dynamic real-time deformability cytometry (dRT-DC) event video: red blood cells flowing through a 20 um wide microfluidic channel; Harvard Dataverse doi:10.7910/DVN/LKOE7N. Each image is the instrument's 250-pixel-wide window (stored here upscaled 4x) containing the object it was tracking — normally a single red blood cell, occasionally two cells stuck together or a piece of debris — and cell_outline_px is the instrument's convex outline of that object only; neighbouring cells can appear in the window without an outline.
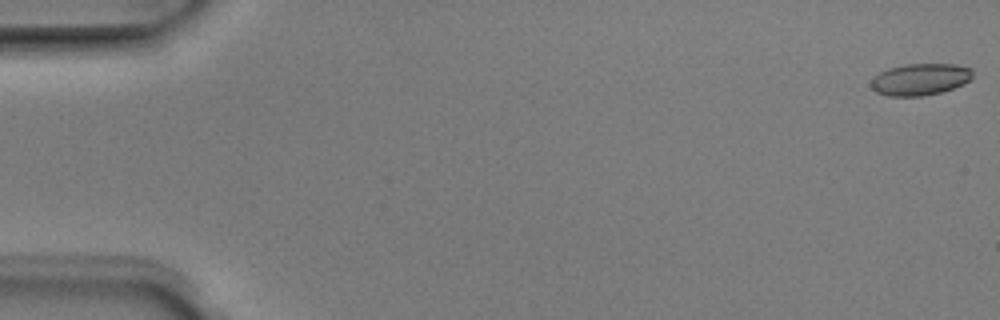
{"species": "Egyptian fruit bat (a non-hibernating species)", "species_latin": "Rousettus aegyptiacus", "temperature_condition": "room temperature", "stored_images_in_passage": 4, "camera_frame_rate_fps": 3000, "um_per_image_px": 0.085, "animal": {"sex": "male"}, "frame": {"image": 1, "passage_image": 1, "time_ms": 0.0, "image_size_px": [1000, 320], "cell_outline_px": [[972, 80], [964, 84], [940, 92], [920, 96], [888, 96], [876, 92], [872, 88], [872, 80], [880, 72], [888, 68], [904, 64], [956, 64], [972, 68]], "centroid_in_image_um": [78.25, 6.73], "position_along_channel_um": 6.8, "area_um2": 18.79}}
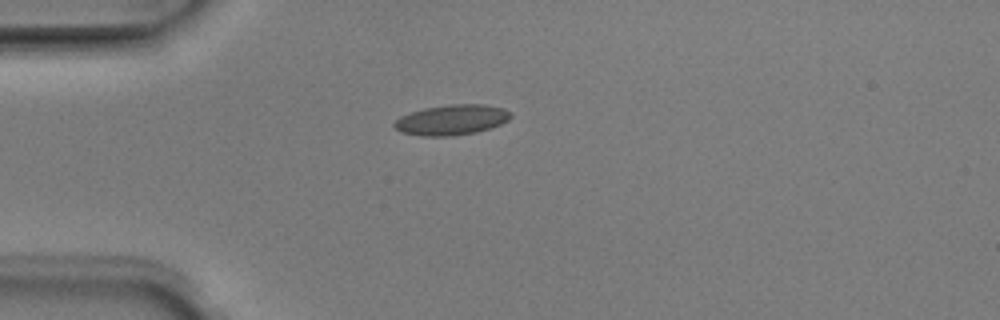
{"frame": {"image": 2, "passage_image": 4, "time_ms": 1.0, "image_size_px": [1000, 320], "cell_outline_px": [[512, 116], [508, 120], [500, 124], [476, 132], [452, 136], [420, 136], [400, 132], [392, 124], [400, 116], [424, 108], [448, 104], [484, 104], [504, 108], [512, 112]], "centroid_in_image_um": [38.39, 10.18], "position_along_channel_um": 46.6, "area_um2": 20.63}}